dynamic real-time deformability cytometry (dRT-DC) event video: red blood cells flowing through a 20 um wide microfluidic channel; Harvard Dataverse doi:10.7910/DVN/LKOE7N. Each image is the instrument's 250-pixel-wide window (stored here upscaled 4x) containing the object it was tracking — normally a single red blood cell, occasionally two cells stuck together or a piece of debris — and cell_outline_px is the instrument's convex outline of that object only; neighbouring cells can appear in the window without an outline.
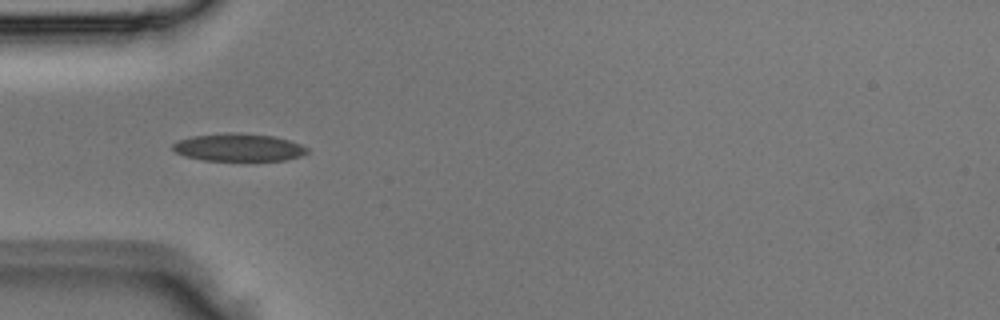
{"species": "Egyptian fruit bat (a non-hibernating species)", "species_latin": "Rousettus aegyptiacus", "temperature_condition": "room temperature", "stored_images_in_passage": 4, "camera_frame_rate_fps": 3000, "um_per_image_px": 0.085, "animal": {"sex": "male"}, "frame": {"image": 1, "passage_image": 4, "time_ms": 1.0, "image_size_px": [1000, 320], "cell_outline_px": [[308, 152], [300, 156], [284, 160], [204, 160], [184, 156], [176, 152], [172, 148], [172, 144], [180, 140], [192, 136], [224, 132], [240, 132], [276, 136], [300, 144], [308, 148]], "centroid_in_image_um": [20.28, 12.51], "position_along_channel_um": 64.7, "area_um2": 21.73}}